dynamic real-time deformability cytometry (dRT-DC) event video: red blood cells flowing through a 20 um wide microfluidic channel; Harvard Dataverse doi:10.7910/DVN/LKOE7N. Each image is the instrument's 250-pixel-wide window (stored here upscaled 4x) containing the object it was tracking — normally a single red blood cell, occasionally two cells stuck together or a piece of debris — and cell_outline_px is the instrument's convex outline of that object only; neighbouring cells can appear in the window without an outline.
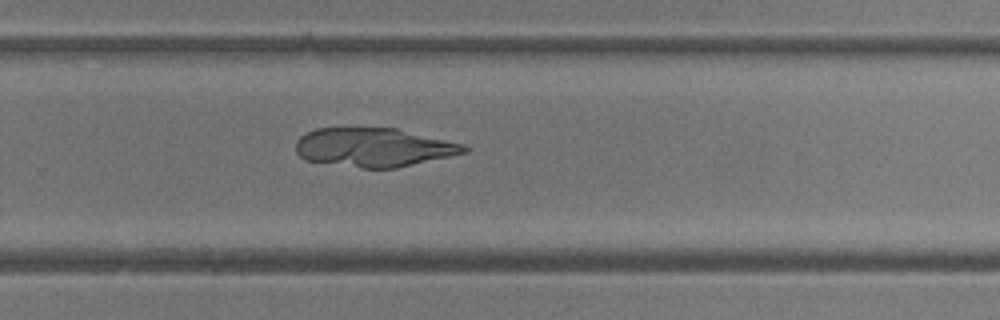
{"species": "common noctule bat (a hibernating species)", "species_latin": "Nyctalus noctula", "temperature_condition": "room temperature", "stored_images_in_passage": 48, "camera_frame_rate_fps": 3000, "um_per_image_px": 0.085, "animal": {"sex": "female"}, "frame": {"image": 1, "passage_image": 32, "time_ms": 10.333, "image_size_px": [1000, 320], "cell_outline_px": [[468, 152], [396, 168], [360, 168], [304, 160], [296, 152], [296, 140], [300, 136], [316, 128], [396, 128], [464, 144], [468, 148]], "centroid_in_image_um": [31.75, 12.53], "position_along_channel_um": 298.0, "area_um2": 38.03}}